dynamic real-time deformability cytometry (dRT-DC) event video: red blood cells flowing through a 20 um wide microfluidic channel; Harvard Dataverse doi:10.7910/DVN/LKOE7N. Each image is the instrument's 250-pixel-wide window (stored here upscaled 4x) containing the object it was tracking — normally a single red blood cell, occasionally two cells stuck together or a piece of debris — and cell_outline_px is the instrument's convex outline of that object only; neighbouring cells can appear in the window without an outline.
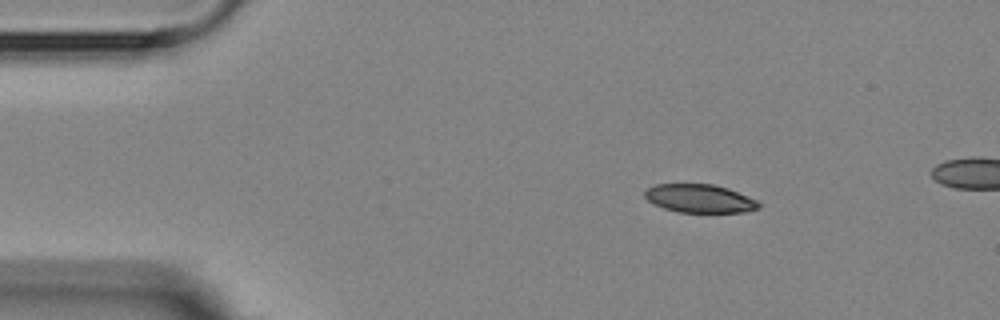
{"species": "Egyptian fruit bat (a non-hibernating species)", "species_latin": "Rousettus aegyptiacus", "temperature_condition": "room temperature", "stored_images_in_passage": 4, "camera_frame_rate_fps": 3000, "um_per_image_px": 0.085, "animal": {"sex": "female"}, "frame": {"image": 1, "passage_image": 1, "time_ms": 0.0, "image_size_px": [1000, 320], "cell_outline_px": [[760, 208], [748, 212], [680, 212], [664, 208], [648, 200], [644, 196], [644, 192], [648, 188], [656, 184], [712, 184], [728, 188], [756, 200], [760, 204]], "centroid_in_image_um": [59.49, 16.87], "position_along_channel_um": 25.5, "area_um2": 18.67}}